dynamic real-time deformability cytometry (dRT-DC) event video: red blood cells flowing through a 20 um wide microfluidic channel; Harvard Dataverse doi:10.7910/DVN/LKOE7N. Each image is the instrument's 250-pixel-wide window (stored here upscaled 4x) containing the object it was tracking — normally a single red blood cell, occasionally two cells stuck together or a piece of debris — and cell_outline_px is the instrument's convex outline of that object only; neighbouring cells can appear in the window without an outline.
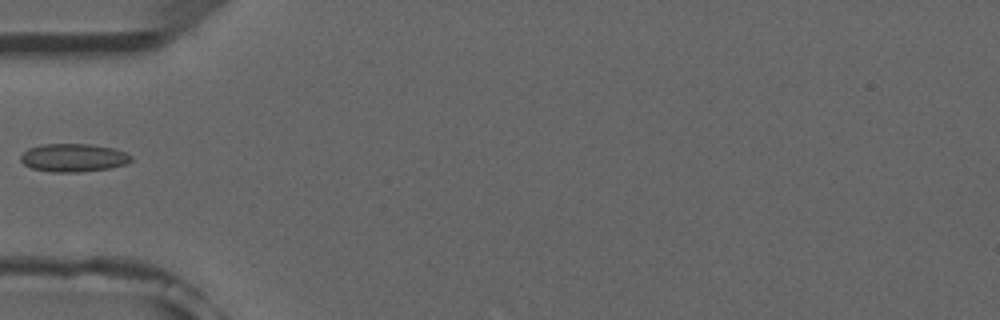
{"species": "common noctule bat (a hibernating species)", "species_latin": "Nyctalus noctula", "temperature_condition": "room temperature", "stored_images_in_passage": 6, "camera_frame_rate_fps": 3000, "um_per_image_px": 0.085, "animal": {"sex": "male", "forearm_length_mm": 52.5}, "frame": {"image": 1, "passage_image": 6, "time_ms": 5.667, "image_size_px": [1000, 320], "cell_outline_px": [[132, 160], [124, 164], [108, 168], [76, 172], [52, 172], [32, 168], [24, 164], [20, 160], [20, 156], [28, 148], [40, 144], [92, 144], [112, 148], [124, 152], [132, 156]], "centroid_in_image_um": [6.2, 13.39], "position_along_channel_um": 78.8, "area_um2": 17.98}}